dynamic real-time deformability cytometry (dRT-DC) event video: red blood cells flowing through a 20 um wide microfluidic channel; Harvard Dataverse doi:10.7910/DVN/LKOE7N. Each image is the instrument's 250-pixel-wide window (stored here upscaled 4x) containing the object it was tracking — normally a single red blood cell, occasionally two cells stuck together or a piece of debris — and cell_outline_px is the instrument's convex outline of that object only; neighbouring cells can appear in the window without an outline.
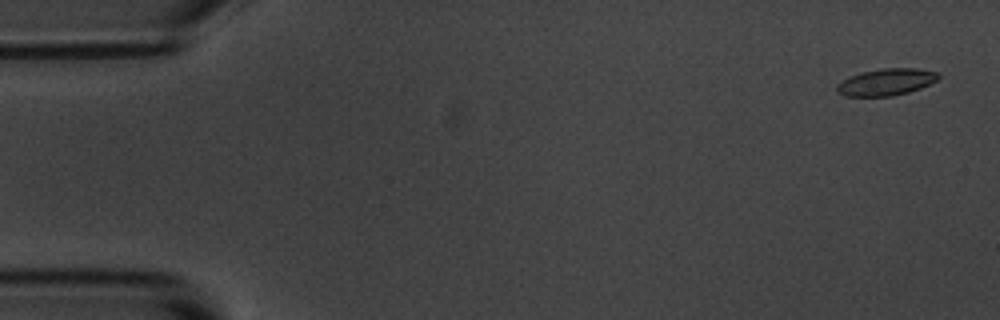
{"species": "common noctule bat (a hibernating species)", "species_latin": "Nyctalus noctula", "temperature_condition": "room temperature", "stored_images_in_passage": 5, "camera_frame_rate_fps": 3000, "um_per_image_px": 0.085, "animal": {"sex": "male", "body_mass_g": 20.1, "forearm_length_mm": 53.5}, "frame": {"image": 1, "passage_image": 1, "time_ms": 0.0, "image_size_px": [1000, 320], "cell_outline_px": [[940, 76], [936, 80], [920, 88], [908, 92], [892, 96], [844, 96], [836, 92], [836, 84], [860, 72], [884, 68], [916, 68], [936, 72]], "centroid_in_image_um": [75.29, 6.98], "position_along_channel_um": 9.7, "area_um2": 15.72}}
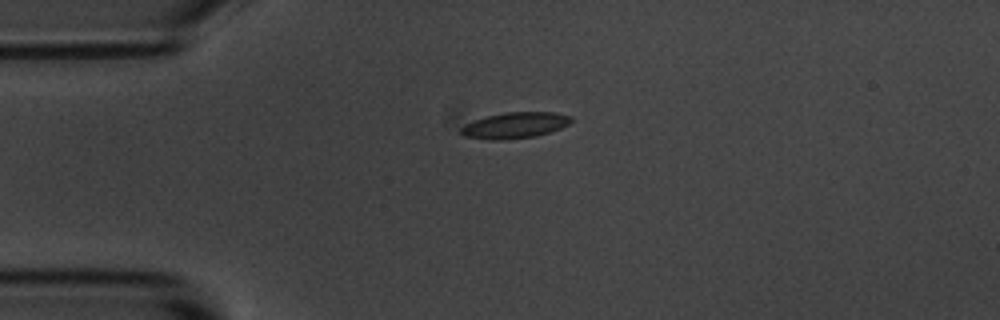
{"frame": {"image": 2, "passage_image": 4, "time_ms": 1.0, "image_size_px": [1000, 320], "cell_outline_px": [[572, 120], [568, 124], [560, 128], [536, 136], [500, 140], [492, 140], [464, 136], [460, 132], [460, 128], [464, 124], [484, 116], [504, 112], [556, 112], [572, 116]], "centroid_in_image_um": [43.74, 10.64], "position_along_channel_um": 41.3, "area_um2": 16.76}}